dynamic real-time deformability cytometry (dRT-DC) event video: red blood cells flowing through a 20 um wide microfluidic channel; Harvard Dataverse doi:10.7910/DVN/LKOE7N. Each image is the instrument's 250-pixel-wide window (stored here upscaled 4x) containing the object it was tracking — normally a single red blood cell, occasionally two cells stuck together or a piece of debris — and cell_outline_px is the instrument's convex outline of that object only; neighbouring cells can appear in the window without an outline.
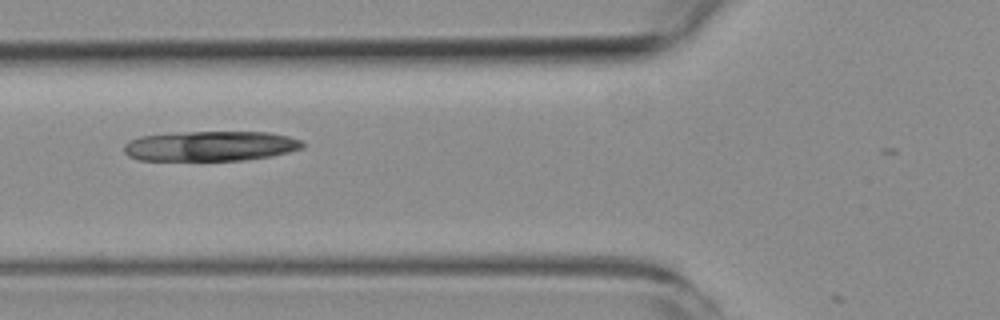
{"species": "common noctule bat (a hibernating species)", "species_latin": "Nyctalus noctula", "temperature_condition": "room temperature", "stored_images_in_passage": 3, "camera_frame_rate_fps": 3000, "um_per_image_px": 0.085, "animal": {"sex": "female", "body_mass_g": 19.3, "forearm_length_mm": 54.1}, "frame": {"image": 1, "passage_image": 2, "time_ms": 1.0, "image_size_px": [1000, 320], "cell_outline_px": [[304, 148], [272, 156], [244, 160], [140, 160], [128, 156], [124, 152], [124, 144], [140, 136], [184, 132], [268, 132], [288, 136], [304, 140]], "centroid_in_image_um": [17.93, 12.41], "position_along_channel_um": 107.9, "area_um2": 31.27}}